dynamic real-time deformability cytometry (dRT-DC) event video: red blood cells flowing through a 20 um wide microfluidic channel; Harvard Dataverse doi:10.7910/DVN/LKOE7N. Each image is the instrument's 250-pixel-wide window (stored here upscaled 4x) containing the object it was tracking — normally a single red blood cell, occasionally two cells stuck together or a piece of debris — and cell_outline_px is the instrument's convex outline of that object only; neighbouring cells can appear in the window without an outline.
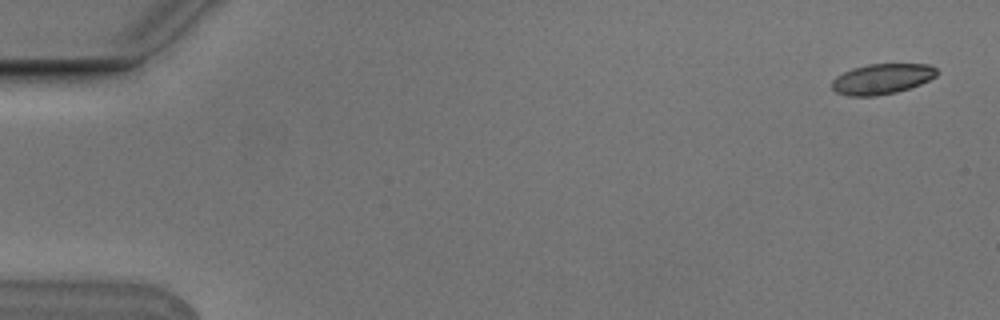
{"species": "Egyptian fruit bat (a non-hibernating species)", "species_latin": "Rousettus aegyptiacus", "temperature_condition": "cold", "stored_images_in_passage": 3, "camera_frame_rate_fps": 3000, "um_per_image_px": 0.085, "animal": {"sex": "male"}, "frame": {"image": 1, "passage_image": 1, "time_ms": 0.0, "image_size_px": [1000, 320], "cell_outline_px": [[940, 72], [936, 76], [920, 84], [896, 92], [876, 96], [848, 96], [836, 92], [832, 88], [832, 80], [836, 76], [852, 68], [868, 64], [932, 64]], "centroid_in_image_um": [74.98, 6.7], "position_along_channel_um": 10.0, "area_um2": 18.67}}